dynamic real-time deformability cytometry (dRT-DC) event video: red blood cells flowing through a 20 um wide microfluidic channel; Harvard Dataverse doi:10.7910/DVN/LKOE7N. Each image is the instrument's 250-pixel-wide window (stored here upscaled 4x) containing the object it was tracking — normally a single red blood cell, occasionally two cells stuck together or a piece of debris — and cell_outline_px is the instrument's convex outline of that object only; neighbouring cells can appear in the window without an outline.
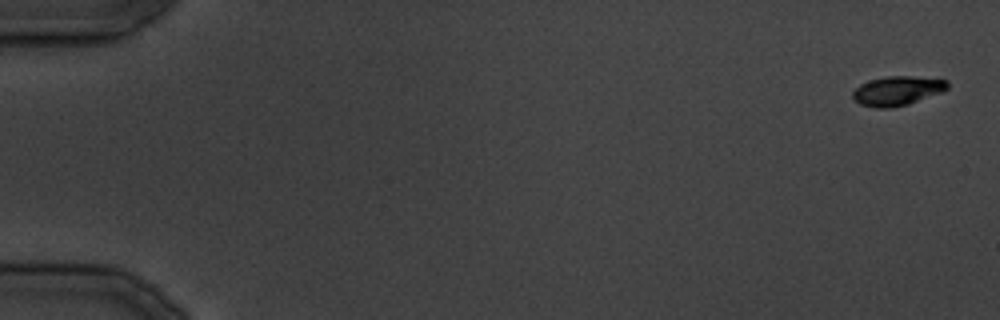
{"species": "common noctule bat (a hibernating species)", "species_latin": "Nyctalus noctula", "temperature_condition": "cold", "stored_images_in_passage": 19, "camera_frame_rate_fps": 3000, "um_per_image_px": 0.085, "animal": {"sex": "male", "body_mass_g": 19.5, "forearm_length_mm": 54.6}, "frame": {"image": 1, "passage_image": 1, "time_ms": 0.0, "image_size_px": [1000, 320], "cell_outline_px": [[948, 88], [944, 92], [908, 104], [888, 108], [876, 108], [860, 104], [852, 96], [852, 92], [860, 84], [872, 80], [888, 76], [912, 76], [948, 80]], "centroid_in_image_um": [76.3, 7.72], "position_along_channel_um": 8.7, "area_um2": 16.13}}